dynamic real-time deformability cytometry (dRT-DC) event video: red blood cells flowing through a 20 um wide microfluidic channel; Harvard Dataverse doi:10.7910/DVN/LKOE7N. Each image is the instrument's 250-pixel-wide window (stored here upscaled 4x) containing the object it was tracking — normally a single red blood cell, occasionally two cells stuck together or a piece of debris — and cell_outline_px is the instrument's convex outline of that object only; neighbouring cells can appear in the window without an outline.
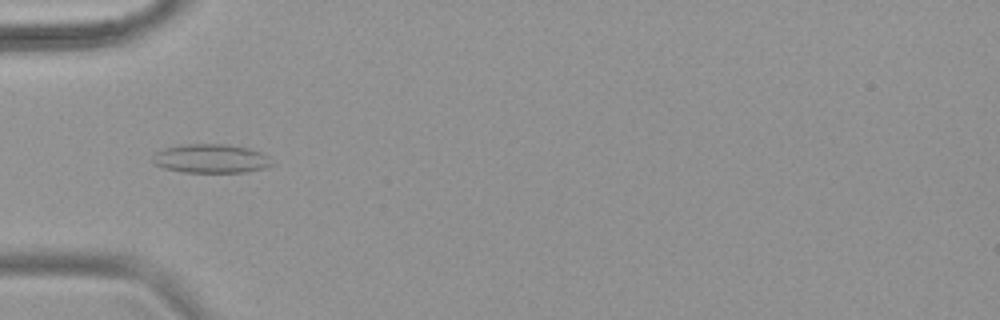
{"species": "common noctule bat (a hibernating species)", "species_latin": "Nyctalus noctula", "temperature_condition": "warm", "stored_images_in_passage": 50, "camera_frame_rate_fps": 3000, "um_per_image_px": 0.085, "animal": {"sex": "female", "body_mass_g": 18.4}, "frame": {"image": 1, "passage_image": 15, "time_ms": 4.667, "image_size_px": [1000, 320], "cell_outline_px": [[272, 164], [264, 168], [244, 172], [184, 172], [164, 168], [156, 164], [152, 160], [156, 152], [164, 148], [184, 144], [228, 144], [248, 148], [260, 152], [268, 156]], "centroid_in_image_um": [17.92, 13.47], "position_along_channel_um": 67.1, "area_um2": 19.88}}
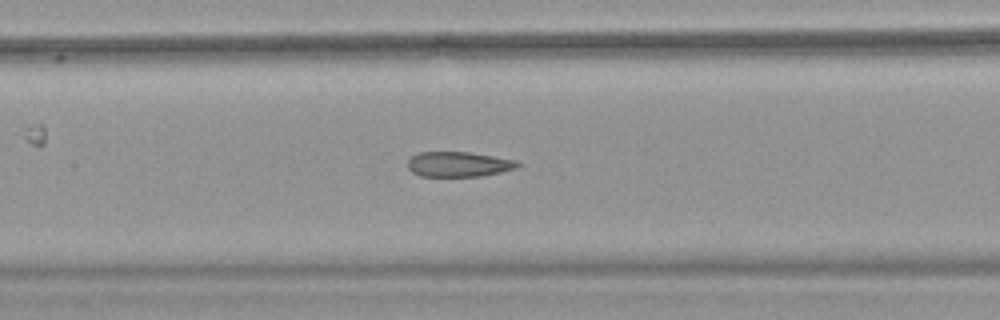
{"frame": {"image": 2, "passage_image": 23, "time_ms": 7.333, "image_size_px": [1000, 320], "cell_outline_px": [[520, 164], [516, 168], [500, 172], [480, 176], [420, 176], [412, 172], [408, 168], [408, 160], [412, 156], [420, 152], [468, 152], [516, 160]], "centroid_in_image_um": [38.96, 13.96], "position_along_channel_um": 168.4, "area_um2": 15.9}}
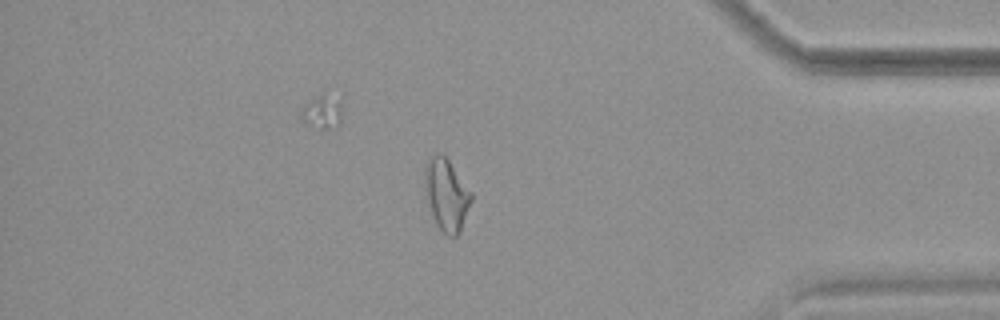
{"frame": {"image": 3, "passage_image": 43, "time_ms": 14.0, "image_size_px": [1000, 320], "cell_outline_px": [[472, 200], [460, 232], [456, 236], [448, 236], [436, 224], [432, 216], [424, 180], [424, 172], [428, 160], [432, 156], [440, 152], [448, 160], [472, 192]], "centroid_in_image_um": [37.97, 16.56], "position_along_channel_um": 397.2, "area_um2": 19.07}, "authors_computed_cell_mechanics": {"area_um2": 19.1029, "velocity_mm_per_s": 3.8358, "shape_relaxation_time_tau1_ms": null, "shape_relaxation_time_tau2_ms": 1.7358, "deformation_change_tau1": null, "deformation_change_tau2": 0.0938}}